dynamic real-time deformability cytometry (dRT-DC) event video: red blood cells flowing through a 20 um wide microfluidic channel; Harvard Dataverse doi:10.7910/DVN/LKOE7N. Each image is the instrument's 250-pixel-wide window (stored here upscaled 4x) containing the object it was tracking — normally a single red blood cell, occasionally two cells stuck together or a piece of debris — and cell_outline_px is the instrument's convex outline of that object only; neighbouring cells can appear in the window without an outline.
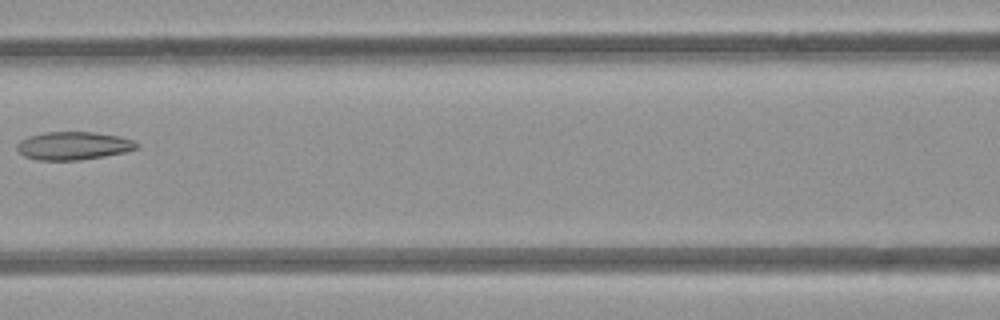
{"species": "common noctule bat (a hibernating species)", "species_latin": "Nyctalus noctula", "temperature_condition": "room temperature", "stored_images_in_passage": 7, "camera_frame_rate_fps": 3000, "um_per_image_px": 0.085, "animal": {"sex": "female", "body_mass_g": 21.9}, "frame": {"image": 1, "passage_image": 6, "time_ms": 6.667, "image_size_px": [1000, 320], "cell_outline_px": [[140, 148], [124, 152], [104, 156], [80, 160], [36, 160], [24, 156], [16, 148], [16, 144], [20, 140], [28, 136], [48, 132], [92, 132], [120, 136], [132, 140], [140, 144]], "centroid_in_image_um": [6.24, 12.39], "position_along_channel_um": 160.4, "area_um2": 19.65}}
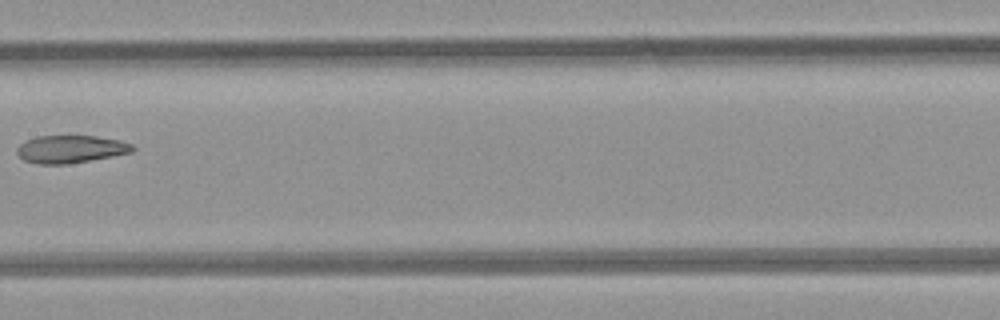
{"frame": {"image": 2, "passage_image": 7, "time_ms": 7.667, "image_size_px": [1000, 320], "cell_outline_px": [[136, 148], [132, 152], [112, 156], [68, 164], [36, 164], [24, 160], [16, 152], [16, 148], [20, 144], [36, 136], [96, 136], [120, 140], [132, 144]], "centroid_in_image_um": [6.01, 12.68], "position_along_channel_um": 201.4, "area_um2": 18.61}}